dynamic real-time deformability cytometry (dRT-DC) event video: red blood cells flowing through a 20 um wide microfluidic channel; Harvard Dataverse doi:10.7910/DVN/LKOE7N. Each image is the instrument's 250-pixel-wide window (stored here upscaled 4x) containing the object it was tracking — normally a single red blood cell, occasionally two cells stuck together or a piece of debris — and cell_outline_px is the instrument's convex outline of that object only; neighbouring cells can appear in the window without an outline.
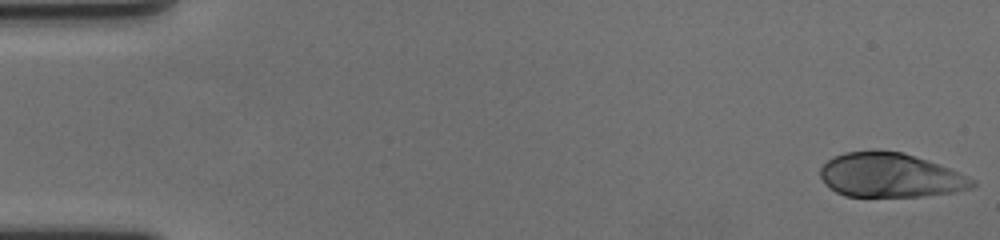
{"species": "human", "species_latin": "Homo sapiens", "temperature_condition": "cold", "stored_images_in_passage": 59, "camera_frame_rate_fps": 3000, "um_per_image_px": 0.085, "donor": {"sex": "female"}, "frame": {"image": 1, "passage_image": 1, "time_ms": 0.0, "image_size_px": [1000, 240], "cell_outline_px": [[976, 184], [972, 188], [956, 192], [924, 196], [844, 196], [836, 192], [824, 184], [820, 176], [820, 168], [832, 156], [844, 152], [872, 148], [904, 152], [948, 168], [976, 180]], "centroid_in_image_um": [75.63, 14.87], "position_along_channel_um": 9.4, "area_um2": 39.71}}
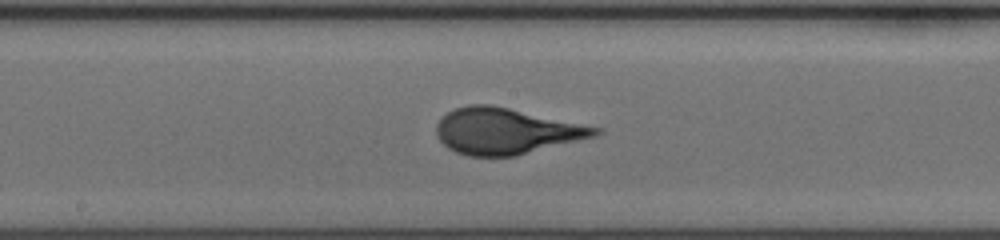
{"frame": {"image": 2, "passage_image": 31, "time_ms": 10.0, "image_size_px": [1000, 240], "cell_outline_px": [[604, 132], [596, 136], [516, 156], [468, 156], [456, 152], [448, 148], [436, 136], [436, 124], [448, 112], [456, 108], [468, 104], [492, 104], [604, 128]], "centroid_in_image_um": [43.05, 11.14], "position_along_channel_um": 205.2, "area_um2": 42.89}}
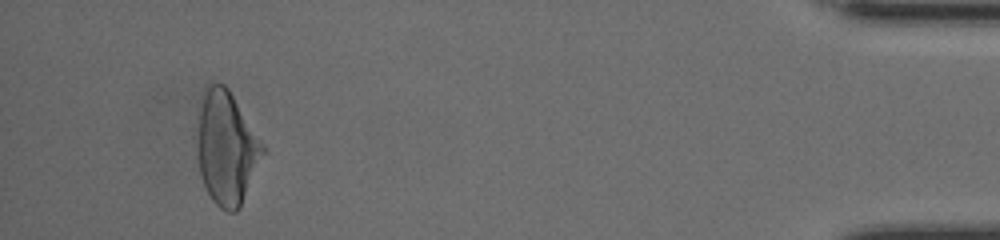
{"frame": {"image": 3, "passage_image": 55, "time_ms": 18.0, "image_size_px": [1000, 240], "cell_outline_px": [[268, 148], [240, 208], [236, 212], [228, 212], [220, 208], [212, 200], [200, 176], [196, 144], [200, 108], [204, 92], [216, 80], [224, 84], [228, 88]], "centroid_in_image_um": [19.29, 12.6], "position_along_channel_um": 415.9, "area_um2": 43.87}, "authors_computed_cell_mechanics": {"area_um2": 41.4426, "velocity_mm_per_s": 3.4959, "shape_relaxation_time_tau1_ms": 4.2588, "shape_relaxation_time_tau2_ms": null, "deformation_change_tau1": 0.1841, "deformation_change_tau2": null}}